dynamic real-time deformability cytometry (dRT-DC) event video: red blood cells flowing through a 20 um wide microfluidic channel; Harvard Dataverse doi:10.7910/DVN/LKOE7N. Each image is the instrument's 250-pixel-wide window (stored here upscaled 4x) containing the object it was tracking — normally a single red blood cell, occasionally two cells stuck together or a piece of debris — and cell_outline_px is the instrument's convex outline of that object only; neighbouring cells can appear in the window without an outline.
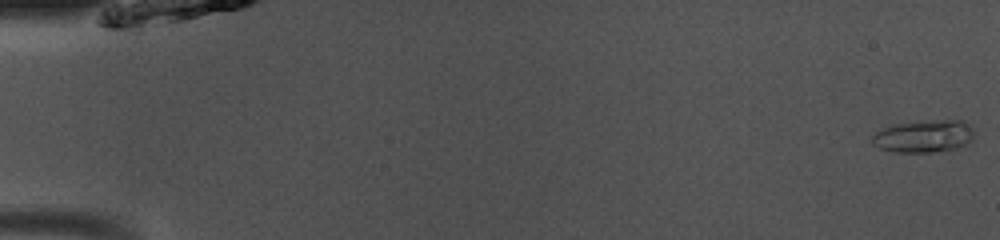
{"species": "common noctule bat (a hibernating species)", "species_latin": "Nyctalus noctula", "temperature_condition": "room temperature", "stored_images_in_passage": 50, "camera_frame_rate_fps": 3000, "um_per_image_px": 0.085, "animal": {"sex": "male", "body_mass_g": 13.0, "forearm_length_mm": 53.1}, "frame": {"image": 1, "passage_image": 1, "time_ms": 0.0, "image_size_px": [1000, 240], "cell_outline_px": [[972, 140], [956, 148], [932, 152], [896, 152], [880, 148], [872, 144], [872, 136], [876, 132], [892, 124], [936, 120], [964, 120], [972, 128]], "centroid_in_image_um": [78.5, 11.57], "position_along_channel_um": 6.5, "area_um2": 19.07}}
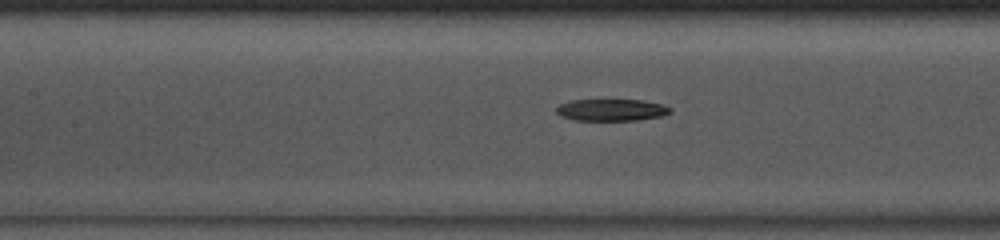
{"frame": {"image": 2, "passage_image": 23, "time_ms": 7.333, "image_size_px": [1000, 240], "cell_outline_px": [[672, 112], [660, 116], [636, 120], [572, 120], [560, 116], [556, 112], [556, 108], [560, 104], [572, 100], [644, 100], [660, 104], [672, 108]], "centroid_in_image_um": [51.95, 9.34], "position_along_channel_um": 155.4, "area_um2": 14.45}}
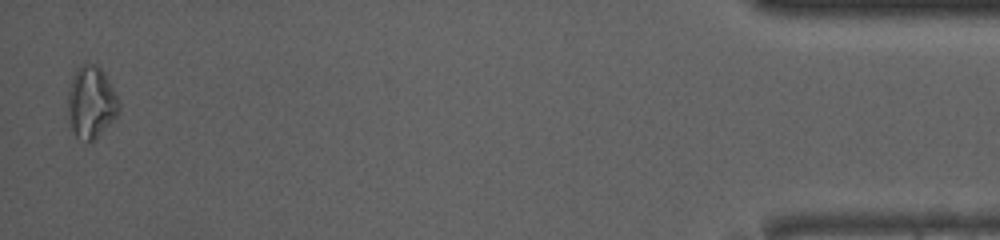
{"frame": {"image": 3, "passage_image": 49, "time_ms": 16.0, "image_size_px": [1000, 240], "cell_outline_px": [[120, 112], [92, 140], [84, 144], [76, 136], [72, 128], [68, 116], [68, 88], [72, 76], [76, 68], [80, 64], [96, 64], [104, 72], [120, 104]], "centroid_in_image_um": [7.72, 8.67], "position_along_channel_um": 427.5, "area_um2": 21.27}}